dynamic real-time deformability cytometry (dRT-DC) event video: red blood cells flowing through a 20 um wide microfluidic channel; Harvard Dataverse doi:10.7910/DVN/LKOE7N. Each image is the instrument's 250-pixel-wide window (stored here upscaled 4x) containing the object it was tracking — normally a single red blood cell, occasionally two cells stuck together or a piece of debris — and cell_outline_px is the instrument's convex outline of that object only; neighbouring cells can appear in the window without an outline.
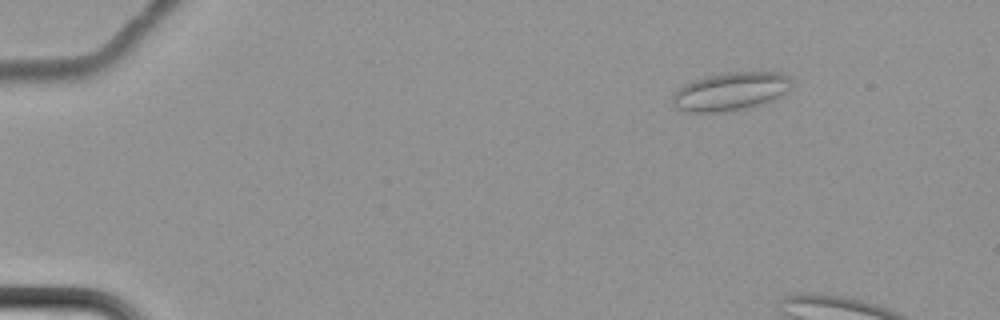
{"species": "common noctule bat (a hibernating species)", "species_latin": "Nyctalus noctula", "temperature_condition": "cold", "stored_images_in_passage": 5, "camera_frame_rate_fps": 3000, "um_per_image_px": 0.085, "animal": {"sex": "female", "body_mass_g": 22.7, "forearm_length_mm": 54.2}, "frame": {"image": 1, "passage_image": 3, "time_ms": 2.333, "image_size_px": [1000, 320], "cell_outline_px": [[792, 80], [788, 88], [780, 96], [772, 100], [760, 104], [744, 108], [712, 112], [688, 112], [676, 108], [672, 104], [672, 96], [684, 84], [704, 76], [728, 72], [780, 72], [788, 76]], "centroid_in_image_um": [62.07, 7.76], "position_along_channel_um": 22.9, "area_um2": 26.18}}